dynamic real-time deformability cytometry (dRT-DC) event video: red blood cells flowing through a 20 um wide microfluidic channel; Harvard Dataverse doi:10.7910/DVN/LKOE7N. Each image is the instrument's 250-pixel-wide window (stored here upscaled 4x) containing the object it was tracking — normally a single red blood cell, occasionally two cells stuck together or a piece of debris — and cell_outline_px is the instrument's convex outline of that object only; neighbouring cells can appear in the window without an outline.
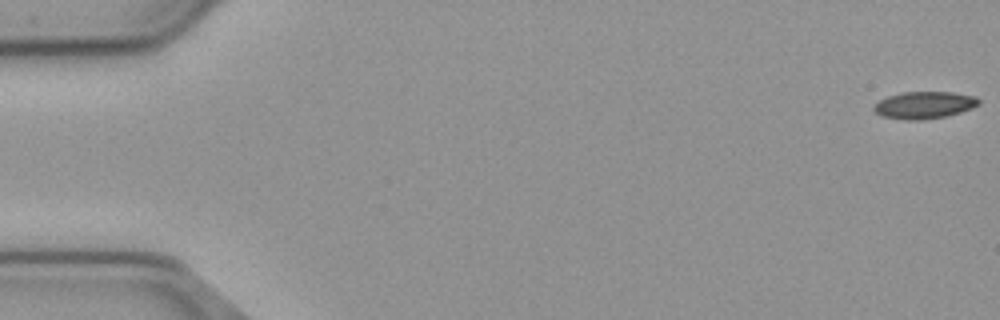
{"species": "common noctule bat (a hibernating species)", "species_latin": "Nyctalus noctula", "temperature_condition": "cold", "stored_images_in_passage": 11, "camera_frame_rate_fps": 3000, "um_per_image_px": 0.085, "animal": {"sex": "male", "body_mass_g": 23.1, "forearm_length_mm": 52.7}, "frame": {"image": 1, "passage_image": 1, "time_ms": 0.0, "image_size_px": [1000, 320], "cell_outline_px": [[980, 104], [972, 108], [960, 112], [944, 116], [920, 120], [904, 120], [884, 116], [876, 112], [872, 108], [880, 100], [888, 96], [904, 92], [952, 92], [976, 96], [980, 100]], "centroid_in_image_um": [78.59, 8.92], "position_along_channel_um": 6.4, "area_um2": 16.42}}